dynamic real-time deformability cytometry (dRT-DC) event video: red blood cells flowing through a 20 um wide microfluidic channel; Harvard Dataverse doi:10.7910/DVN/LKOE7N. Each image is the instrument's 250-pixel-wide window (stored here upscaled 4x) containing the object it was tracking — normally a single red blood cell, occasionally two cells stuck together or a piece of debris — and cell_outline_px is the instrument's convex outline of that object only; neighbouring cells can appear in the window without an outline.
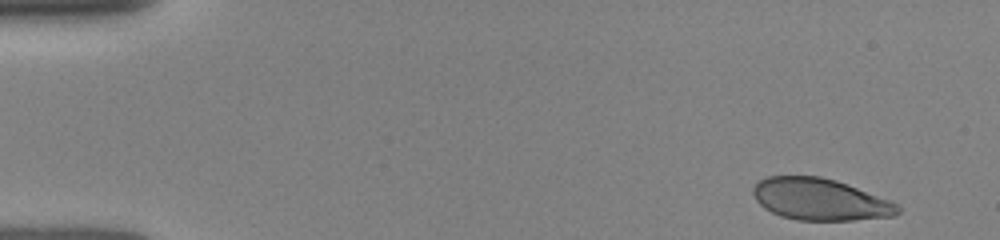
{"species": "human", "species_latin": "Homo sapiens", "temperature_condition": "room temperature", "stored_images_in_passage": 28, "camera_frame_rate_fps": 3000, "um_per_image_px": 0.085, "donor": {"sex": "female"}, "frame": {"image": 1, "passage_image": 1, "time_ms": 0.0, "image_size_px": [1000, 240], "cell_outline_px": [[900, 212], [896, 216], [852, 220], [796, 220], [780, 216], [764, 208], [756, 200], [752, 192], [752, 188], [760, 180], [768, 176], [820, 176], [836, 180], [848, 184], [892, 200], [900, 204]], "centroid_in_image_um": [69.75, 16.95], "position_along_channel_um": 15.3, "area_um2": 35.55}}
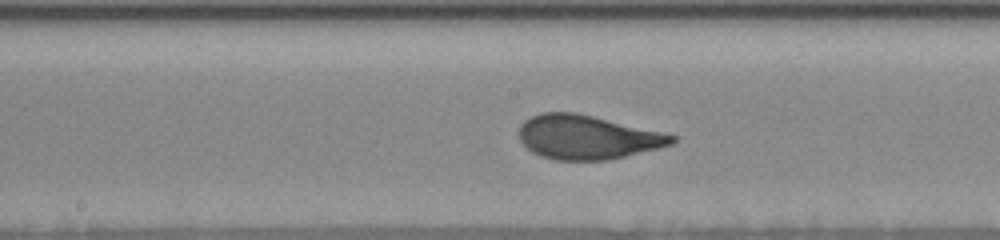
{"frame": {"image": 2, "passage_image": 16, "time_ms": 7.333, "image_size_px": [1000, 240], "cell_outline_px": [[676, 140], [672, 144], [660, 148], [608, 160], [556, 160], [540, 156], [532, 152], [520, 140], [520, 124], [524, 120], [540, 112], [576, 112], [664, 132], [676, 136]], "centroid_in_image_um": [49.93, 11.66], "position_along_channel_um": 198.3, "area_um2": 39.3}}
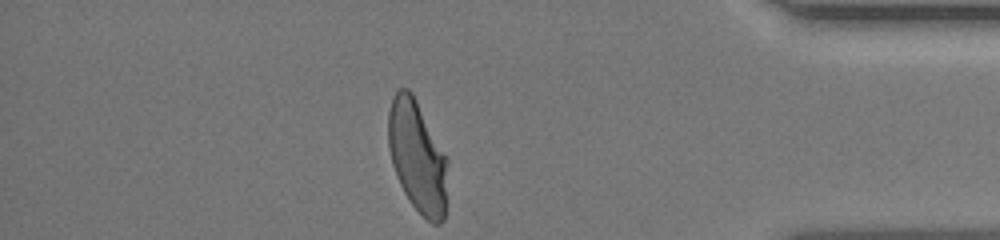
{"frame": {"image": 3, "passage_image": 28, "time_ms": 13.0, "image_size_px": [1000, 240], "cell_outline_px": [[448, 160], [444, 220], [440, 224], [432, 224], [408, 200], [396, 176], [392, 164], [388, 148], [388, 112], [392, 100], [396, 92], [400, 88], [408, 88], [412, 92]], "centroid_in_image_um": [35.46, 13.32], "position_along_channel_um": 399.7, "area_um2": 38.44}}